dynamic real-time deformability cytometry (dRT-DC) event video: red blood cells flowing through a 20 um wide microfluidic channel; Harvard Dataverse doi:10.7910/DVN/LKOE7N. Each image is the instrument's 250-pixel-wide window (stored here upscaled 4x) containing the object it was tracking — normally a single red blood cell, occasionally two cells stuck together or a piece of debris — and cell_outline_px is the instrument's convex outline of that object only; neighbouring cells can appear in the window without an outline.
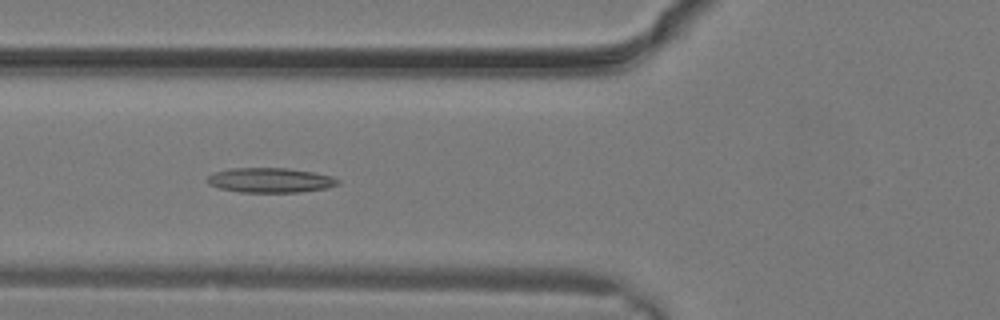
{"species": "common noctule bat (a hibernating species)", "species_latin": "Nyctalus noctula", "temperature_condition": "warm", "stored_images_in_passage": 17, "camera_frame_rate_fps": 3000, "um_per_image_px": 0.085, "animal": {"sex": "male", "body_mass_g": 19.2, "forearm_length_mm": 51.8}, "frame": {"image": 1, "passage_image": 12, "time_ms": 3.667, "image_size_px": [1000, 320], "cell_outline_px": [[340, 184], [328, 188], [300, 192], [240, 192], [220, 188], [208, 184], [208, 176], [216, 172], [232, 168], [288, 168], [312, 172], [332, 176], [340, 180]], "centroid_in_image_um": [23.02, 15.32], "position_along_channel_um": 102.8, "area_um2": 18.79}}
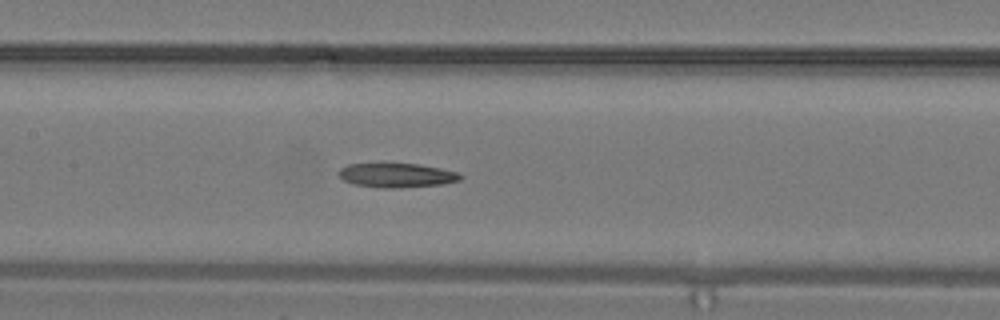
{"frame": {"image": 2, "passage_image": 15, "time_ms": 4.667, "image_size_px": [1000, 320], "cell_outline_px": [[464, 176], [460, 180], [440, 184], [396, 188], [384, 188], [352, 184], [344, 180], [336, 172], [340, 168], [348, 164], [420, 164], [460, 172]], "centroid_in_image_um": [33.73, 14.9], "position_along_channel_um": 173.7, "area_um2": 17.17}}
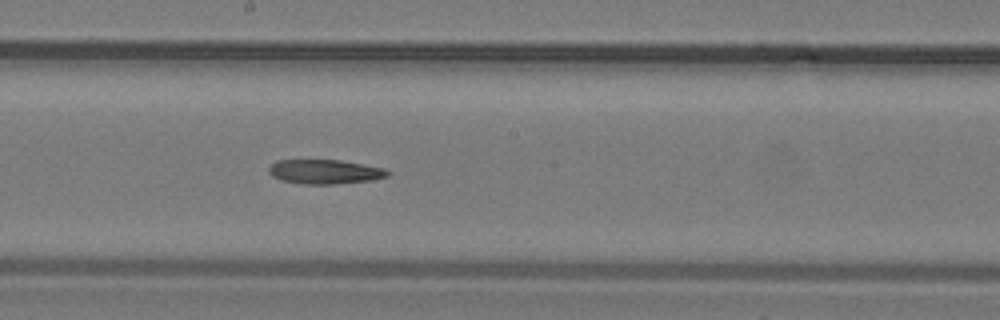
{"frame": {"image": 3, "passage_image": 17, "time_ms": 5.333, "image_size_px": [1000, 320], "cell_outline_px": [[392, 172], [388, 176], [372, 180], [332, 184], [304, 184], [280, 180], [272, 176], [268, 172], [268, 168], [276, 160], [340, 160], [384, 168]], "centroid_in_image_um": [27.6, 14.59], "position_along_channel_um": 220.6, "area_um2": 16.88}}